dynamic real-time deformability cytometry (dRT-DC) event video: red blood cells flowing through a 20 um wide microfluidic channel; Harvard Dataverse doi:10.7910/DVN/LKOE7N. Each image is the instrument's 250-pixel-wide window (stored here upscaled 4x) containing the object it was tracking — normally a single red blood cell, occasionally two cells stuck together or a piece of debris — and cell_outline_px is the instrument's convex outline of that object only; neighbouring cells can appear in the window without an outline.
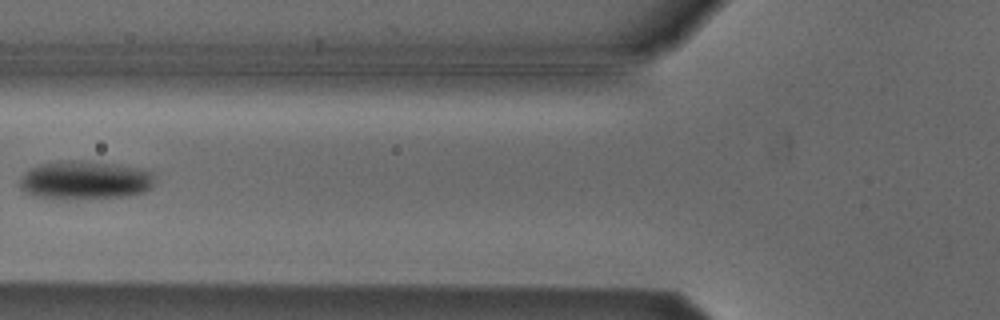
{"species": "Egyptian fruit bat (a non-hibernating species)", "species_latin": "Rousettus aegyptiacus", "temperature_condition": "cold", "stored_images_in_passage": 7, "camera_frame_rate_fps": 3000, "um_per_image_px": 0.085, "animal": {"sex": "male"}, "frame": {"image": 1, "passage_image": 6, "time_ms": 1.667, "image_size_px": [1000, 320], "cell_outline_px": [[152, 184], [144, 192], [124, 196], [68, 200], [32, 196], [24, 192], [20, 188], [20, 176], [32, 168], [40, 164], [80, 160], [112, 164], [140, 168], [152, 172]], "centroid_in_image_um": [7.17, 15.34], "position_along_channel_um": 118.6, "area_um2": 30.11}}
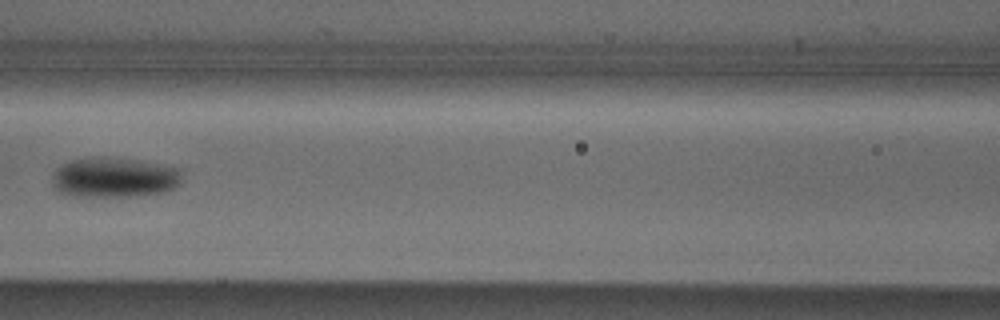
{"frame": {"image": 2, "passage_image": 7, "time_ms": 2.0, "image_size_px": [1000, 320], "cell_outline_px": [[180, 184], [176, 188], [168, 192], [136, 196], [64, 196], [52, 184], [52, 172], [56, 168], [68, 160], [92, 156], [112, 156], [140, 160], [164, 164], [180, 168]], "centroid_in_image_um": [9.7, 15.06], "position_along_channel_um": 156.9, "area_um2": 31.33}}